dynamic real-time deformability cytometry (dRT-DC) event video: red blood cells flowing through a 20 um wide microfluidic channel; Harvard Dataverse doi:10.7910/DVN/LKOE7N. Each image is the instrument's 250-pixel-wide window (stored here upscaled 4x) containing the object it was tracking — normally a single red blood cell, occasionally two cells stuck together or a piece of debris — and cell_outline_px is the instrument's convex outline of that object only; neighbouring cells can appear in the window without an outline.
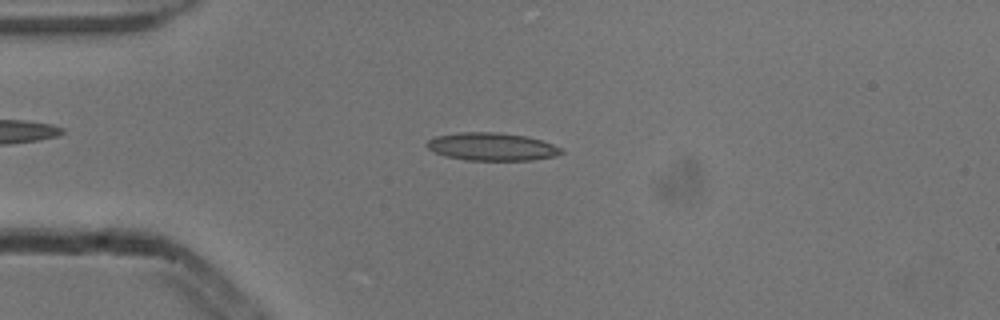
{"species": "common noctule bat (a hibernating species)", "species_latin": "Nyctalus noctula", "temperature_condition": "cold", "stored_images_in_passage": 6, "camera_frame_rate_fps": 3000, "um_per_image_px": 0.085, "animal": {"sex": "male", "body_mass_g": 13.3}, "frame": {"image": 1, "passage_image": 3, "time_ms": 0.667, "image_size_px": [1000, 320], "cell_outline_px": [[564, 152], [556, 156], [532, 160], [464, 160], [444, 156], [428, 148], [424, 144], [428, 140], [436, 136], [460, 132], [496, 132], [528, 136], [552, 144], [560, 148]], "centroid_in_image_um": [41.79, 12.47], "position_along_channel_um": 43.2, "area_um2": 21.85}}
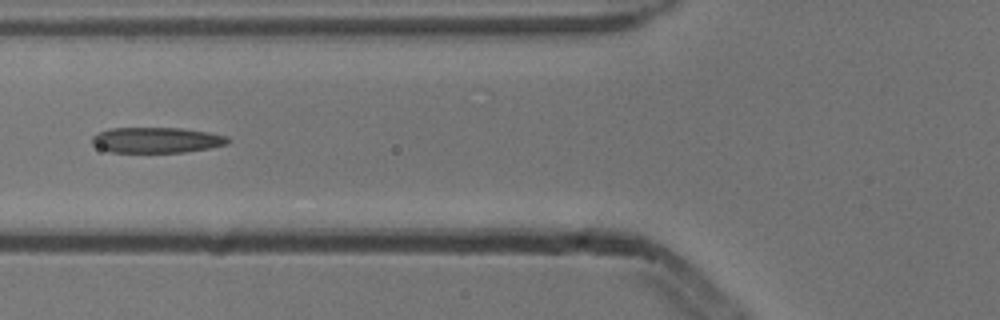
{"frame": {"image": 2, "passage_image": 5, "time_ms": 1.333, "image_size_px": [1000, 320], "cell_outline_px": [[228, 144], [208, 148], [184, 152], [108, 152], [92, 144], [92, 136], [108, 128], [180, 128], [208, 132], [228, 136]], "centroid_in_image_um": [13.29, 11.9], "position_along_channel_um": 112.5, "area_um2": 20.17}}
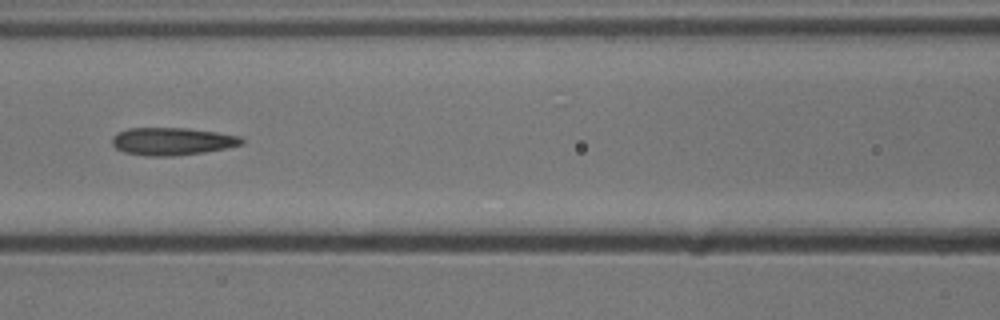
{"frame": {"image": 3, "passage_image": 6, "time_ms": 1.667, "image_size_px": [1000, 320], "cell_outline_px": [[244, 144], [204, 152], [172, 156], [144, 156], [124, 152], [116, 148], [112, 144], [112, 136], [116, 132], [128, 128], [188, 128], [216, 132], [240, 136], [244, 140]], "centroid_in_image_um": [14.6, 12.01], "position_along_channel_um": 152.0, "area_um2": 20.92}}